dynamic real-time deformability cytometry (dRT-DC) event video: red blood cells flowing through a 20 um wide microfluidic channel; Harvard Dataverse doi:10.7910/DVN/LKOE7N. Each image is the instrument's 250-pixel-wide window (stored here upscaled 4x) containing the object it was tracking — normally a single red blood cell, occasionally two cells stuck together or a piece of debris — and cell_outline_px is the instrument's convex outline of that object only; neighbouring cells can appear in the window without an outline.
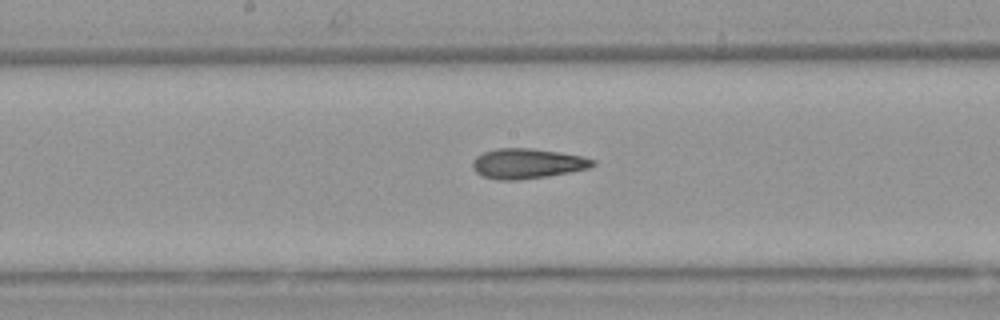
{"species": "Egyptian fruit bat (a non-hibernating species)", "species_latin": "Rousettus aegyptiacus", "temperature_condition": "warm", "stored_images_in_passage": 7, "camera_frame_rate_fps": 3000, "um_per_image_px": 0.085, "animal": {"sex": "female"}, "frame": {"image": 1, "passage_image": 6, "time_ms": 1.667, "image_size_px": [1000, 320], "cell_outline_px": [[596, 164], [588, 168], [548, 176], [516, 180], [496, 180], [484, 176], [476, 172], [472, 168], [472, 160], [476, 156], [484, 152], [496, 148], [532, 148], [560, 152], [580, 156], [596, 160]], "centroid_in_image_um": [44.79, 13.89], "position_along_channel_um": 203.4, "area_um2": 21.04}}
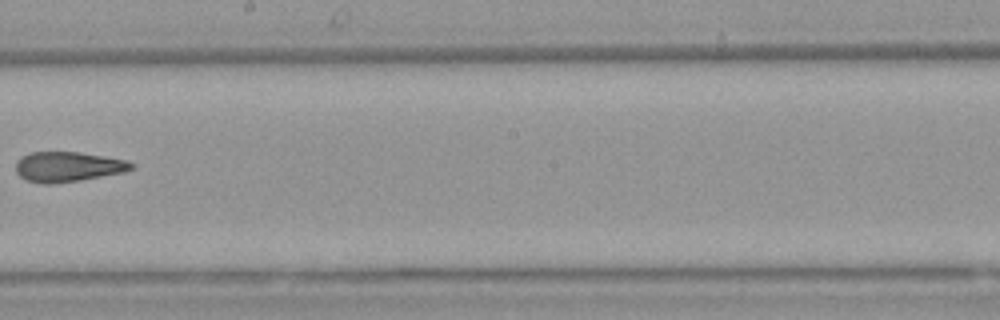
{"frame": {"image": 2, "passage_image": 7, "time_ms": 2.0, "image_size_px": [1000, 320], "cell_outline_px": [[136, 164], [132, 168], [124, 172], [80, 180], [52, 184], [40, 184], [24, 180], [16, 172], [16, 160], [20, 156], [32, 152], [80, 152], [128, 160]], "centroid_in_image_um": [5.75, 14.17], "position_along_channel_um": 242.5, "area_um2": 20.46}}